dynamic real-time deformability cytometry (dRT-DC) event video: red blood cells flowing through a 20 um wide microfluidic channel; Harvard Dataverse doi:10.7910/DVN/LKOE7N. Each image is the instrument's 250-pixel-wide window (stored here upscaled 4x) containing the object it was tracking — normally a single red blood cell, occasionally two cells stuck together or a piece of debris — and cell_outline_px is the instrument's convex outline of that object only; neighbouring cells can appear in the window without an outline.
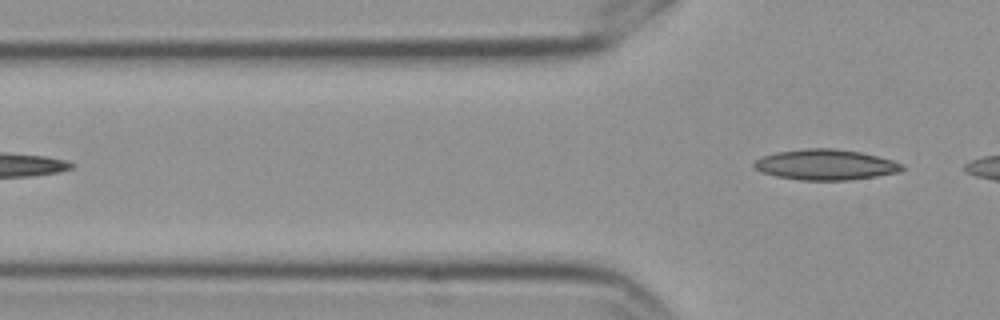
{"species": "Egyptian fruit bat (a non-hibernating species)", "species_latin": "Rousettus aegyptiacus", "temperature_condition": "cold", "stored_images_in_passage": 4, "camera_frame_rate_fps": 3000, "um_per_image_px": 0.085, "frame": {"image": 1, "passage_image": 4, "time_ms": 1.0, "image_size_px": [1000, 320], "cell_outline_px": [[904, 168], [900, 172], [876, 176], [848, 180], [800, 180], [776, 176], [760, 172], [752, 164], [760, 156], [776, 152], [808, 148], [832, 148], [860, 152], [892, 160], [904, 164]], "centroid_in_image_um": [70.16, 14.0], "position_along_channel_um": 55.6, "area_um2": 26.36}}